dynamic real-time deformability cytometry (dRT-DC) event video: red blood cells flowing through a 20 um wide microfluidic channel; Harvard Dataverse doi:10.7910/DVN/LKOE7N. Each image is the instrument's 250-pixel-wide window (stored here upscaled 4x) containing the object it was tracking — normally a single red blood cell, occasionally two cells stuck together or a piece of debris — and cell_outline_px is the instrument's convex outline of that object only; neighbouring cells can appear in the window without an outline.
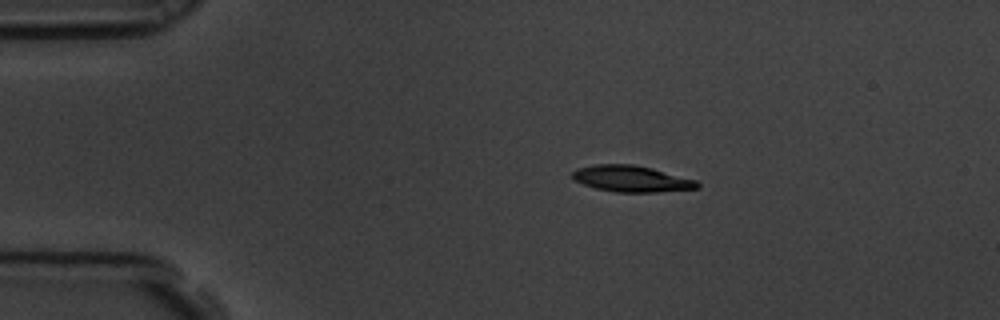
{"species": "common noctule bat (a hibernating species)", "species_latin": "Nyctalus noctula", "temperature_condition": "room temperature", "stored_images_in_passage": 3, "camera_frame_rate_fps": 3000, "um_per_image_px": 0.085, "animal": {"sex": "male", "body_mass_g": 19.5, "forearm_length_mm": 54.6}, "frame": {"image": 1, "passage_image": 1, "time_ms": 0.0, "image_size_px": [1000, 320], "cell_outline_px": [[700, 188], [656, 192], [616, 192], [596, 188], [572, 180], [572, 172], [576, 168], [596, 164], [632, 164], [652, 168], [696, 180], [700, 184]], "centroid_in_image_um": [53.66, 15.19], "position_along_channel_um": 31.3, "area_um2": 19.13}}
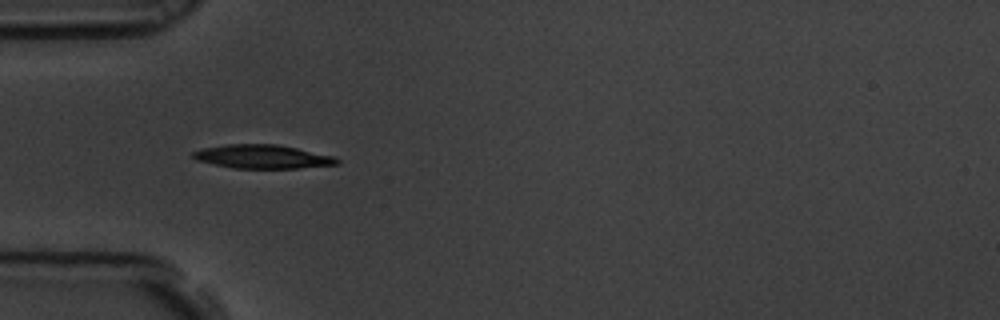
{"frame": {"image": 2, "passage_image": 3, "time_ms": 0.667, "image_size_px": [1000, 320], "cell_outline_px": [[340, 164], [296, 168], [232, 168], [196, 160], [192, 156], [192, 152], [204, 148], [228, 144], [276, 144], [336, 156], [340, 160]], "centroid_in_image_um": [22.35, 13.31], "position_along_channel_um": 62.7, "area_um2": 19.83}}